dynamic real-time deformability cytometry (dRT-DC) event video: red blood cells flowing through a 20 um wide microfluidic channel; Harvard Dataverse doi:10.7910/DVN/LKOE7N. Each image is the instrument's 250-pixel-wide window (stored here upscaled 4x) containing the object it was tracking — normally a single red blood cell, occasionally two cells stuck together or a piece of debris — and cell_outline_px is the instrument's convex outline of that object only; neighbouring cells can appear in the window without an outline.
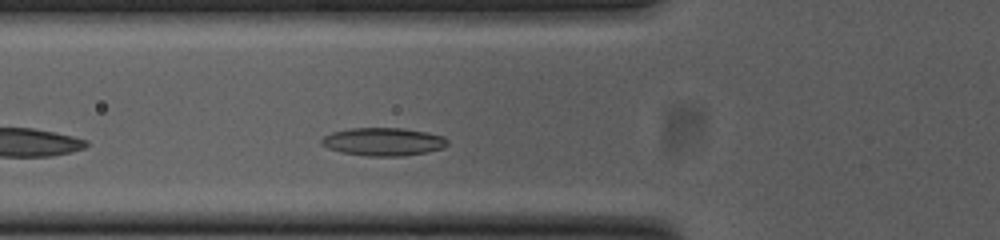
{"species": "common noctule bat (a hibernating species)", "species_latin": "Nyctalus noctula", "temperature_condition": "cold", "stored_images_in_passage": 29, "camera_frame_rate_fps": 3000, "um_per_image_px": 0.085, "animal": {"sex": "female", "body_mass_g": 23.0, "forearm_length_mm": 53.4}, "frame": {"image": 1, "passage_image": 6, "time_ms": 1.667, "image_size_px": [1000, 240], "cell_outline_px": [[448, 144], [444, 148], [428, 152], [404, 156], [368, 156], [344, 152], [328, 148], [320, 144], [320, 140], [324, 136], [332, 132], [348, 128], [400, 128], [428, 132], [444, 136], [448, 140]], "centroid_in_image_um": [32.61, 12.04], "position_along_channel_um": 93.2, "area_um2": 20.69}}
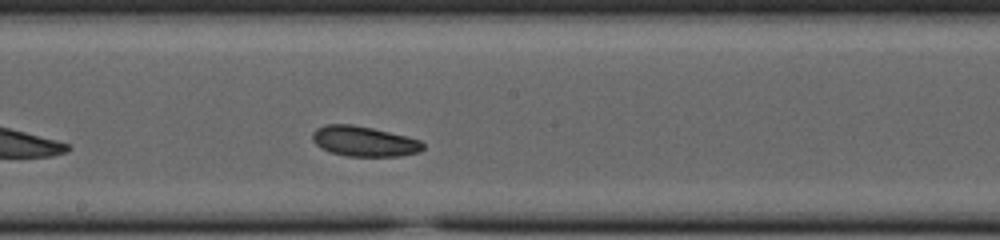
{"frame": {"image": 2, "passage_image": 16, "time_ms": 5.0, "image_size_px": [1000, 240], "cell_outline_px": [[424, 148], [420, 152], [400, 156], [348, 156], [332, 152], [320, 148], [312, 140], [312, 132], [316, 128], [328, 124], [352, 124], [372, 128], [420, 140], [424, 144]], "centroid_in_image_um": [30.93, 12.01], "position_along_channel_um": 217.3, "area_um2": 19.36}}
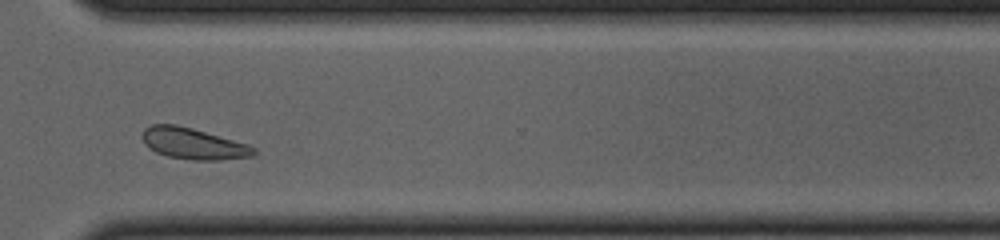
{"frame": {"image": 3, "passage_image": 27, "time_ms": 8.667, "image_size_px": [1000, 240], "cell_outline_px": [[256, 152], [252, 156], [220, 160], [192, 160], [168, 156], [156, 152], [148, 148], [144, 144], [140, 136], [144, 128], [152, 124], [176, 124], [192, 128], [248, 144], [256, 148]], "centroid_in_image_um": [16.38, 12.2], "position_along_channel_um": 354.2, "area_um2": 20.4}, "authors_computed_cell_mechanics": {"area_um2": 19.4208, "velocity_mm_per_s": 3.7205, "shape_relaxation_time_tau1_ms": 2.1831, "shape_relaxation_time_tau2_ms": 5.3771, "deformation_change_tau1": 0.0486, "deformation_change_tau2": 0.1163}}